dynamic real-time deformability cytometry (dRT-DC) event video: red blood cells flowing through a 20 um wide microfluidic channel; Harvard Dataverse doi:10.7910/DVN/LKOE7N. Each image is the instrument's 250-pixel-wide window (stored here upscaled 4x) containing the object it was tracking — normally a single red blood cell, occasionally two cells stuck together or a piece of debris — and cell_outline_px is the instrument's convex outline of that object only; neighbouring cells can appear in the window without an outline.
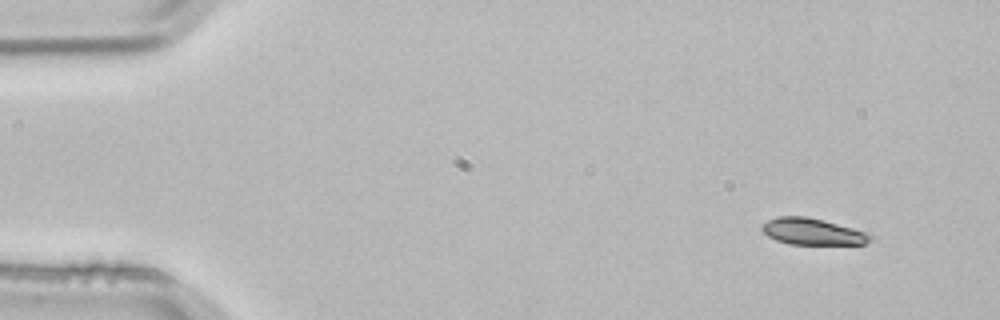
{"species": "common noctule bat (a hibernating species)", "species_latin": "Nyctalus noctula", "temperature_condition": "room temperature", "stored_images_in_passage": 3, "camera_frame_rate_fps": 3000, "um_per_image_px": 0.085, "animal": {"sex": "male", "body_mass_g": 21.5, "forearm_length_mm": 52.0}, "frame": {"image": 1, "passage_image": 1, "time_ms": 0.0, "image_size_px": [1000, 320], "cell_outline_px": [[872, 240], [864, 244], [788, 244], [776, 240], [768, 236], [760, 228], [760, 224], [776, 216], [808, 216], [852, 228], [864, 232], [872, 236]], "centroid_in_image_um": [69.0, 19.68], "position_along_channel_um": 16.0, "area_um2": 16.7}}
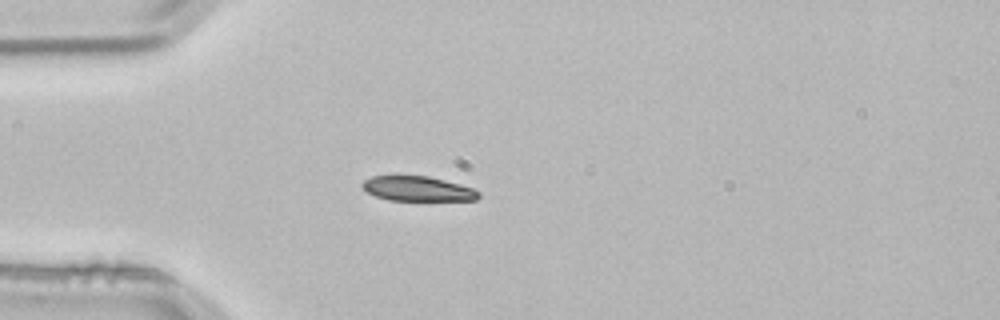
{"frame": {"image": 2, "passage_image": 3, "time_ms": 0.667, "image_size_px": [1000, 320], "cell_outline_px": [[480, 196], [476, 200], [388, 200], [376, 196], [368, 192], [360, 184], [364, 180], [372, 176], [428, 176], [460, 184], [472, 188], [480, 192]], "centroid_in_image_um": [35.51, 16.04], "position_along_channel_um": 49.5, "area_um2": 16.65}}